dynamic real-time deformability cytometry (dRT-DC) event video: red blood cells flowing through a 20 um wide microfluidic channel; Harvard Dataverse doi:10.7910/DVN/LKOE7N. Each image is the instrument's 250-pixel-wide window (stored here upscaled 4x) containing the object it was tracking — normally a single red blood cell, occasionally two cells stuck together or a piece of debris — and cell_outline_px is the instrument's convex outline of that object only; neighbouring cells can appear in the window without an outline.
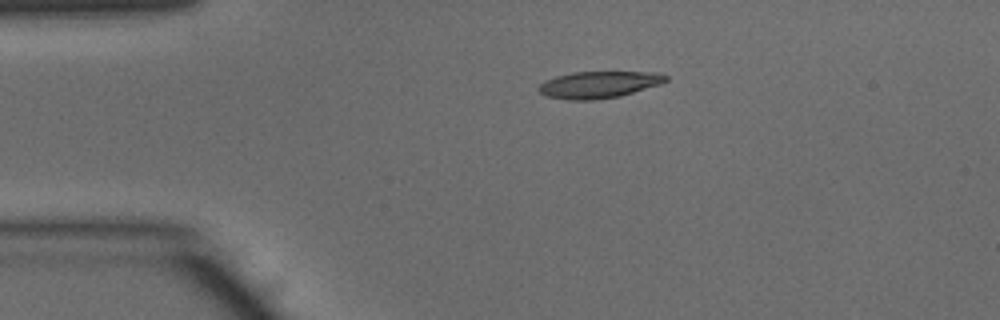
{"species": "common noctule bat (a hibernating species)", "species_latin": "Nyctalus noctula", "temperature_condition": "warm", "stored_images_in_passage": 34, "camera_frame_rate_fps": 3000, "um_per_image_px": 0.085, "animal": {"sex": "male", "body_mass_g": 15.6}, "frame": {"image": 1, "passage_image": 1, "time_ms": 0.0, "image_size_px": [1000, 320], "cell_outline_px": [[668, 80], [660, 84], [620, 96], [592, 100], [568, 100], [544, 96], [536, 88], [544, 80], [556, 76], [572, 72], [656, 72], [668, 76]], "centroid_in_image_um": [50.86, 7.19], "position_along_channel_um": 34.1, "area_um2": 19.94}}
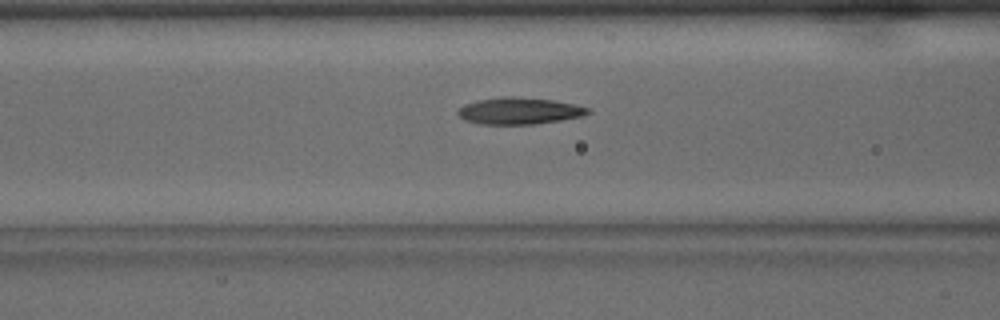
{"frame": {"image": 2, "passage_image": 10, "time_ms": 3.0, "image_size_px": [1000, 320], "cell_outline_px": [[592, 112], [580, 116], [560, 120], [536, 124], [480, 124], [464, 120], [456, 112], [464, 104], [476, 100], [504, 96], [512, 96], [552, 100], [576, 104], [588, 108]], "centroid_in_image_um": [44.11, 9.42], "position_along_channel_um": 122.5, "area_um2": 20.23}}
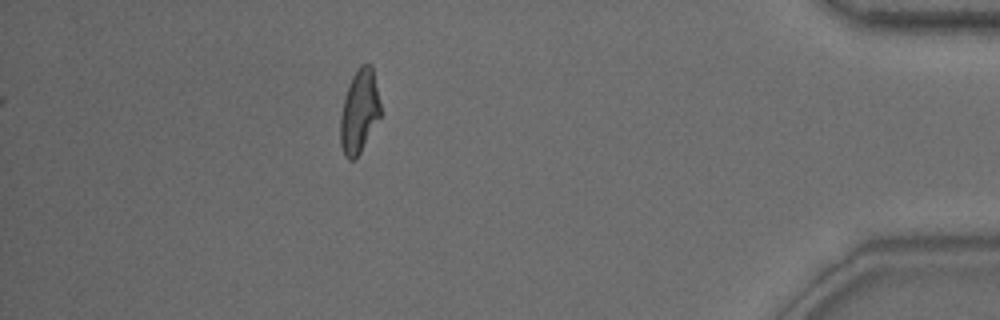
{"frame": {"image": 3, "passage_image": 34, "time_ms": 11.0, "image_size_px": [1000, 320], "cell_outline_px": [[380, 116], [360, 152], [352, 160], [348, 160], [344, 156], [340, 144], [340, 116], [344, 96], [348, 84], [352, 76], [360, 64], [372, 64], [380, 104]], "centroid_in_image_um": [30.51, 9.45], "position_along_channel_um": 404.7, "area_um2": 19.48}, "authors_computed_cell_mechanics": {"area_um2": 19.7387, "velocity_mm_per_s": 4.1414, "shape_relaxation_time_tau1_ms": 6.765, "shape_relaxation_time_tau2_ms": 2.4106, "deformation_change_tau1": 0.2494, "deformation_change_tau2": 0.0997}}